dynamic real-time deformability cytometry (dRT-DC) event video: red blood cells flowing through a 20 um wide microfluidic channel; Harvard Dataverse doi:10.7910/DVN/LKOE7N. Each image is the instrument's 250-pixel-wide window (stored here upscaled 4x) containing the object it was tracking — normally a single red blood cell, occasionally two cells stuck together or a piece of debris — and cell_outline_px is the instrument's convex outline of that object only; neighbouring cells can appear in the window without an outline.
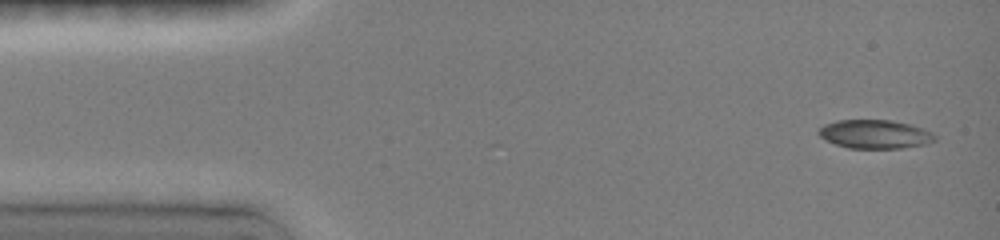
{"species": "common noctule bat (a hibernating species)", "species_latin": "Nyctalus noctula", "temperature_condition": "room temperature", "stored_images_in_passage": 4, "camera_frame_rate_fps": 3000, "um_per_image_px": 0.085, "animal": {"sex": "female", "body_mass_g": 19.0, "forearm_length_mm": 51.5}, "frame": {"image": 1, "passage_image": 1, "time_ms": 0.0, "image_size_px": [1000, 240], "cell_outline_px": [[936, 140], [924, 144], [904, 148], [848, 148], [836, 144], [820, 136], [816, 132], [824, 124], [836, 120], [892, 120], [924, 128], [932, 132], [936, 136]], "centroid_in_image_um": [74.38, 11.4], "position_along_channel_um": 10.6, "area_um2": 19.42}}
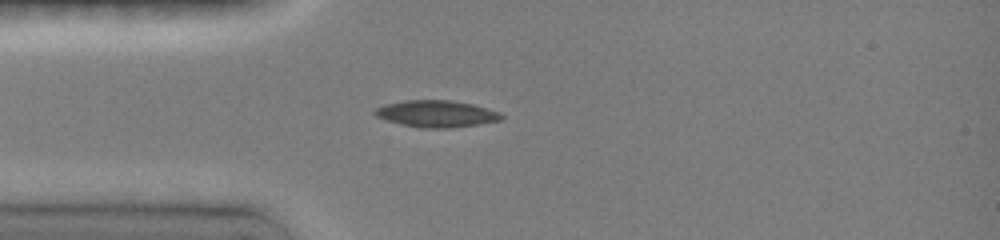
{"frame": {"image": 2, "passage_image": 4, "time_ms": 3.333, "image_size_px": [1000, 240], "cell_outline_px": [[504, 116], [500, 120], [480, 124], [452, 128], [424, 128], [400, 124], [376, 116], [372, 112], [376, 108], [384, 104], [404, 100], [452, 100], [472, 104], [500, 112]], "centroid_in_image_um": [37.09, 9.67], "position_along_channel_um": 47.9, "area_um2": 19.77}}